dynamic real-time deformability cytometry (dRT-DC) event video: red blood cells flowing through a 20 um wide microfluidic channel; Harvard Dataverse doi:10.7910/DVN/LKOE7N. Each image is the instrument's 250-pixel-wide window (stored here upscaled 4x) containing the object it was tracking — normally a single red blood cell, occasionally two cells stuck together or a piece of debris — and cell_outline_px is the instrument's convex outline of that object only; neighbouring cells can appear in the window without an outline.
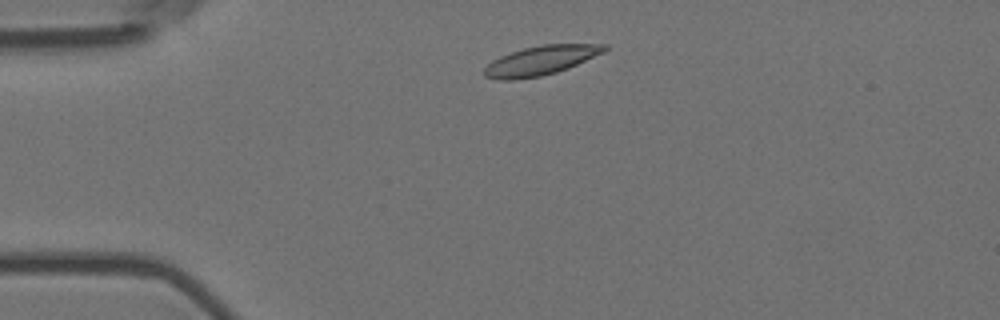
{"species": "Egyptian fruit bat (a non-hibernating species)", "species_latin": "Rousettus aegyptiacus", "temperature_condition": "room temperature", "stored_images_in_passage": 47, "camera_frame_rate_fps": 3000, "um_per_image_px": 0.085, "animal": {"sex": "female"}, "frame": {"image": 1, "passage_image": 4, "time_ms": 1.0, "image_size_px": [1000, 320], "cell_outline_px": [[608, 48], [604, 52], [568, 68], [556, 72], [540, 76], [512, 80], [500, 80], [484, 76], [484, 68], [492, 60], [500, 56], [524, 48], [544, 44], [608, 44]], "centroid_in_image_um": [45.96, 5.14], "position_along_channel_um": 39.0, "area_um2": 20.35}}
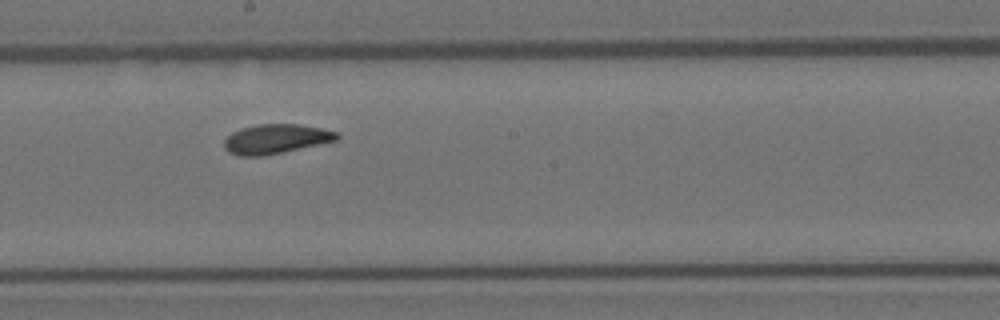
{"frame": {"image": 2, "passage_image": 22, "time_ms": 7.0, "image_size_px": [1000, 320], "cell_outline_px": [[340, 136], [336, 140], [280, 152], [260, 156], [240, 156], [228, 152], [224, 148], [224, 140], [232, 132], [240, 128], [256, 124], [300, 124], [320, 128], [336, 132]], "centroid_in_image_um": [23.38, 11.79], "position_along_channel_um": 224.8, "area_um2": 19.07}}
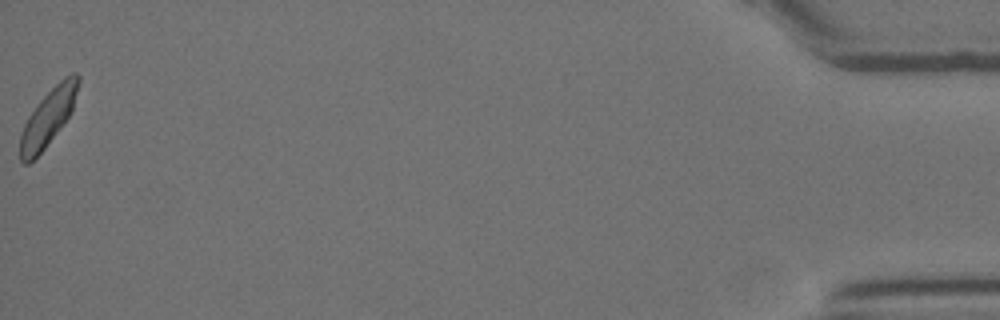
{"frame": {"image": 3, "passage_image": 47, "time_ms": 15.333, "image_size_px": [1000, 320], "cell_outline_px": [[80, 80], [72, 112], [44, 148], [28, 164], [24, 164], [20, 160], [20, 136], [24, 124], [28, 116], [36, 104], [64, 76], [72, 72], [76, 72], [80, 76]], "centroid_in_image_um": [4.1, 9.94], "position_along_channel_um": 431.1, "area_um2": 19.02}, "authors_computed_cell_mechanics": {"area_um2": 19.4786, "velocity_mm_per_s": 3.6467, "shape_relaxation_time_tau1_ms": 3.446, "shape_relaxation_time_tau2_ms": 2.8447, "deformation_change_tau1": 0.1195, "deformation_change_tau2": 0.0782}}